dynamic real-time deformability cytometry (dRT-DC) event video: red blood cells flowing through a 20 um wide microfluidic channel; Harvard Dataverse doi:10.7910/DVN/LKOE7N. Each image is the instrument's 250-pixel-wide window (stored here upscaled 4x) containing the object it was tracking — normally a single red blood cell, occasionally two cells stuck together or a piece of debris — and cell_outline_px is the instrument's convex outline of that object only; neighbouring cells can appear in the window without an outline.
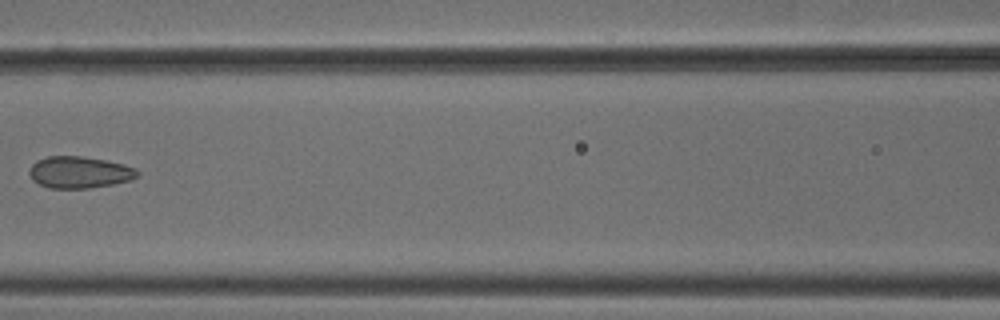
{"species": "common noctule bat (a hibernating species)", "species_latin": "Nyctalus noctula", "temperature_condition": "cold", "stored_images_in_passage": 3, "camera_frame_rate_fps": 3000, "um_per_image_px": 0.085, "animal": {"sex": "male", "body_mass_g": 18.8}, "frame": {"image": 1, "passage_image": 3, "time_ms": 0.667, "image_size_px": [1000, 320], "cell_outline_px": [[140, 176], [132, 180], [112, 184], [88, 188], [48, 188], [32, 180], [28, 172], [32, 164], [36, 160], [48, 156], [80, 156], [104, 160], [124, 164], [136, 168], [140, 172]], "centroid_in_image_um": [6.76, 14.64], "position_along_channel_um": 159.8, "area_um2": 20.11}}